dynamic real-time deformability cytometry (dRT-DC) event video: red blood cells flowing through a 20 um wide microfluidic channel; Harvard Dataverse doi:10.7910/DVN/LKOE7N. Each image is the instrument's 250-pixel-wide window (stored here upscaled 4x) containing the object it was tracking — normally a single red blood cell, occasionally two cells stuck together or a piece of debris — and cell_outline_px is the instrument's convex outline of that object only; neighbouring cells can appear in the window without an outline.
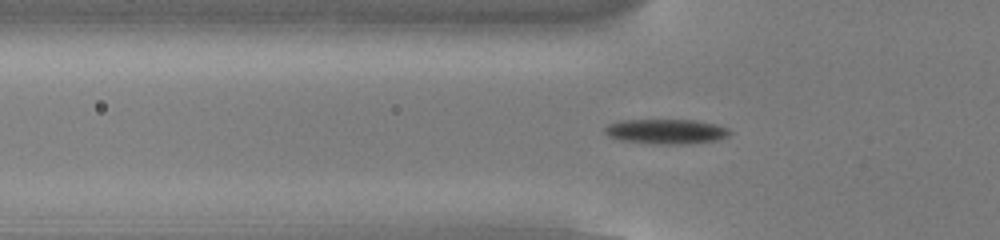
{"species": "common noctule bat (a hibernating species)", "species_latin": "Nyctalus noctula", "temperature_condition": "cold", "stored_images_in_passage": 51, "camera_frame_rate_fps": 3000, "um_per_image_px": 0.085, "animal": {"sex": "male", "body_mass_g": 13.0, "forearm_length_mm": 53.1}, "frame": {"image": 1, "passage_image": 15, "time_ms": 4.667, "image_size_px": [1000, 240], "cell_outline_px": [[732, 132], [728, 136], [716, 140], [684, 144], [656, 144], [620, 140], [608, 136], [604, 132], [604, 128], [608, 124], [620, 120], [696, 120], [716, 124], [728, 128]], "centroid_in_image_um": [56.61, 11.17], "position_along_channel_um": 69.2, "area_um2": 18.15}}
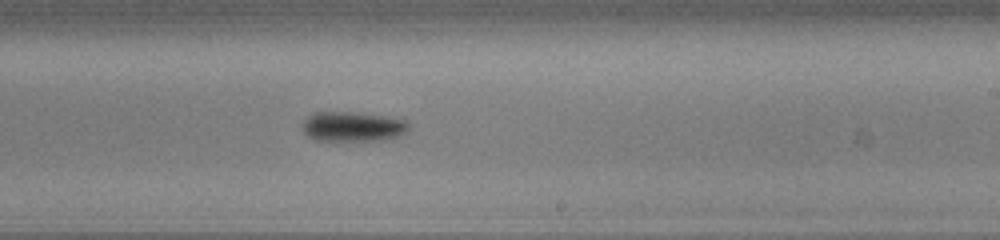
{"frame": {"image": 2, "passage_image": 30, "time_ms": 9.667, "image_size_px": [1000, 240], "cell_outline_px": [[408, 132], [400, 136], [384, 140], [316, 140], [308, 136], [304, 132], [304, 120], [312, 112], [348, 112], [384, 116], [408, 120]], "centroid_in_image_um": [30.02, 10.76], "position_along_channel_um": 259.0, "area_um2": 18.38}}
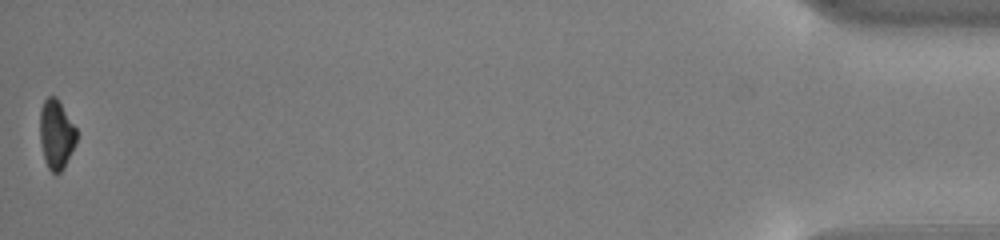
{"frame": {"image": 3, "passage_image": 51, "time_ms": 16.667, "image_size_px": [1000, 240], "cell_outline_px": [[76, 140], [64, 168], [56, 176], [48, 168], [44, 160], [40, 140], [40, 108], [44, 100], [48, 96], [56, 96], [76, 128]], "centroid_in_image_um": [4.76, 11.43], "position_along_channel_um": 430.4, "area_um2": 14.74}, "authors_computed_cell_mechanics": {"area_um2": 16.7042, "velocity_mm_per_s": 3.8081, "shape_relaxation_time_tau1_ms": 1.9021, "shape_relaxation_time_tau2_ms": null, "deformation_change_tau1": 0.0815, "deformation_change_tau2": null}}